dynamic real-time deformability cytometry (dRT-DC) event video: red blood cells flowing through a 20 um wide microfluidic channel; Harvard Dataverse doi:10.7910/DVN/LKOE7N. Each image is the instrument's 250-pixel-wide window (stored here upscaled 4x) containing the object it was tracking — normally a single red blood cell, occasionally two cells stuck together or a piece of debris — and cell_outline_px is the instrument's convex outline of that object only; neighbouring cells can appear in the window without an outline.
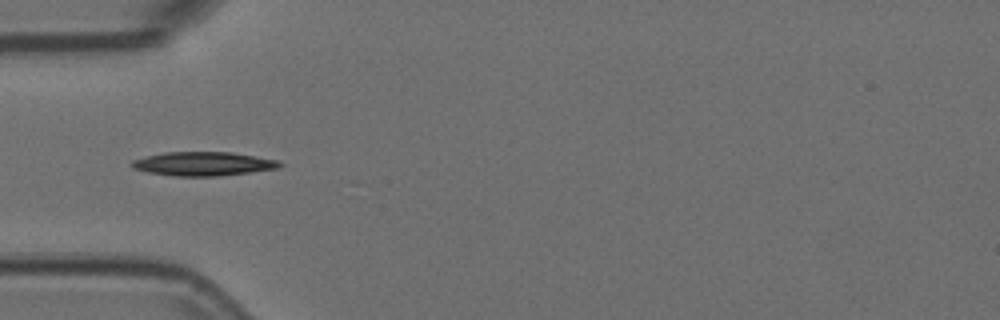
{"species": "Egyptian fruit bat (a non-hibernating species)", "species_latin": "Rousettus aegyptiacus", "temperature_condition": "room temperature", "stored_images_in_passage": 3, "camera_frame_rate_fps": 3000, "um_per_image_px": 0.085, "animal": {"sex": "female"}, "frame": {"image": 1, "passage_image": 2, "time_ms": 0.333, "image_size_px": [1000, 320], "cell_outline_px": [[284, 164], [280, 168], [220, 176], [172, 176], [148, 172], [132, 168], [128, 164], [132, 160], [144, 156], [164, 152], [232, 152], [280, 160]], "centroid_in_image_um": [17.27, 13.92], "position_along_channel_um": 67.7, "area_um2": 20.92}}
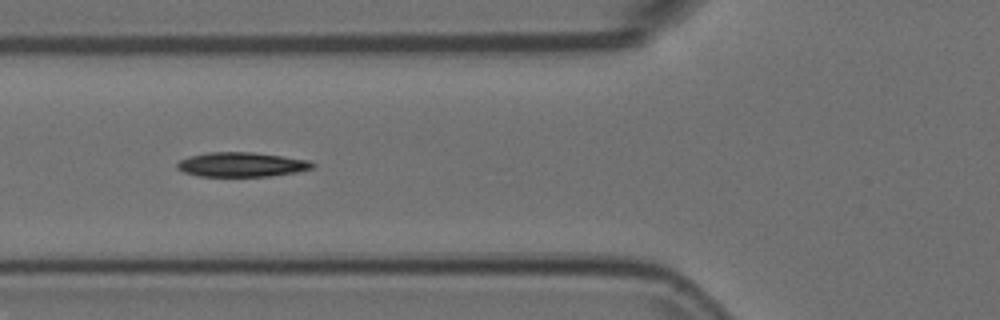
{"frame": {"image": 2, "passage_image": 3, "time_ms": 0.667, "image_size_px": [1000, 320], "cell_outline_px": [[316, 164], [312, 168], [296, 172], [268, 176], [200, 176], [184, 172], [176, 168], [176, 164], [180, 160], [188, 156], [208, 152], [252, 152], [308, 160]], "centroid_in_image_um": [20.5, 13.98], "position_along_channel_um": 105.3, "area_um2": 19.19}}